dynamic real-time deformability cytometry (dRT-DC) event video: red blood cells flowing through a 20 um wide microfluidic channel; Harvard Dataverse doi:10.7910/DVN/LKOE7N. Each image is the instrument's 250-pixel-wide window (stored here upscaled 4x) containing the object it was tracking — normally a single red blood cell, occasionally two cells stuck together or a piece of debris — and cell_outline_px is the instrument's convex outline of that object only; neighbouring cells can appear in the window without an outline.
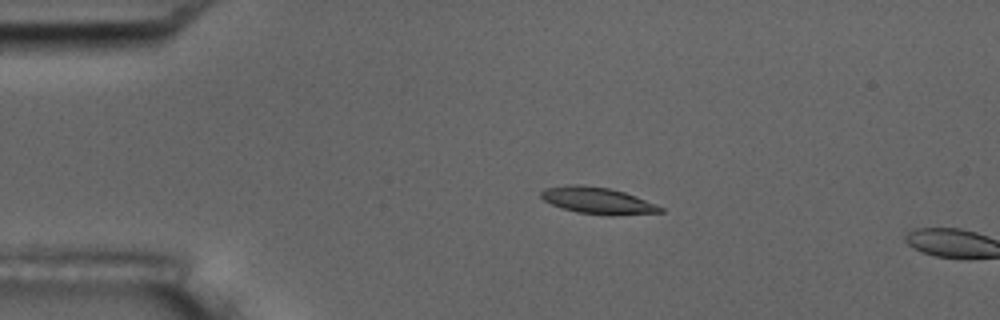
{"species": "common noctule bat (a hibernating species)", "species_latin": "Nyctalus noctula", "temperature_condition": "room temperature", "stored_images_in_passage": 5, "camera_frame_rate_fps": 3000, "um_per_image_px": 0.085, "animal": {"sex": "male", "body_mass_g": 17.5, "forearm_length_mm": 52.3}, "frame": {"image": 1, "passage_image": 4, "time_ms": 3.333, "image_size_px": [1000, 320], "cell_outline_px": [[664, 212], [612, 216], [608, 216], [576, 212], [552, 204], [544, 200], [540, 196], [540, 192], [544, 188], [568, 184], [580, 184], [608, 188], [624, 192], [636, 196], [656, 204], [664, 208]], "centroid_in_image_um": [50.81, 17.05], "position_along_channel_um": 34.2, "area_um2": 18.67}}